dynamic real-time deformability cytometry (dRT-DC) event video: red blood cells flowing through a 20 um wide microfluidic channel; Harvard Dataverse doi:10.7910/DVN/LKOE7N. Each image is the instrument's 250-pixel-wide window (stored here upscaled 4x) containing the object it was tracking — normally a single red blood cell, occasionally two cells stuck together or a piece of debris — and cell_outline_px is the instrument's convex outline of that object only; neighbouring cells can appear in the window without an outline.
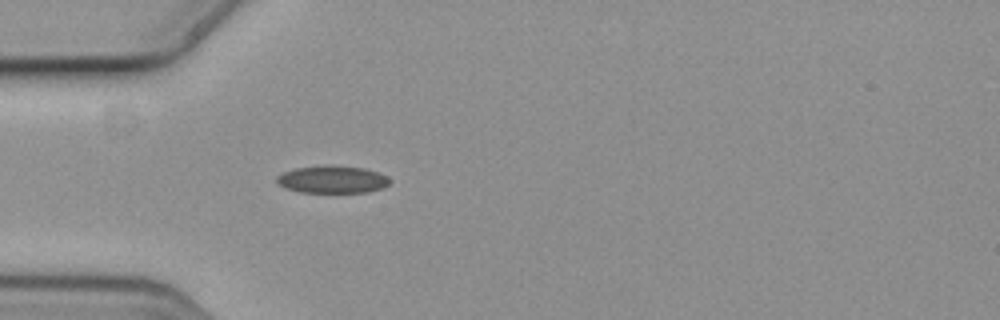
{"species": "common noctule bat (a hibernating species)", "species_latin": "Nyctalus noctula", "temperature_condition": "cold", "stored_images_in_passage": 5, "camera_frame_rate_fps": 3000, "um_per_image_px": 0.085, "animal": {"sex": "female", "body_mass_g": 19.3, "forearm_length_mm": 54.1}, "frame": {"image": 1, "passage_image": 5, "time_ms": 1.333, "image_size_px": [1000, 320], "cell_outline_px": [[392, 180], [384, 188], [368, 192], [300, 192], [284, 188], [276, 184], [276, 176], [284, 172], [296, 168], [324, 164], [328, 164], [364, 168], [388, 176]], "centroid_in_image_um": [28.24, 15.24], "position_along_channel_um": 56.8, "area_um2": 18.38}}